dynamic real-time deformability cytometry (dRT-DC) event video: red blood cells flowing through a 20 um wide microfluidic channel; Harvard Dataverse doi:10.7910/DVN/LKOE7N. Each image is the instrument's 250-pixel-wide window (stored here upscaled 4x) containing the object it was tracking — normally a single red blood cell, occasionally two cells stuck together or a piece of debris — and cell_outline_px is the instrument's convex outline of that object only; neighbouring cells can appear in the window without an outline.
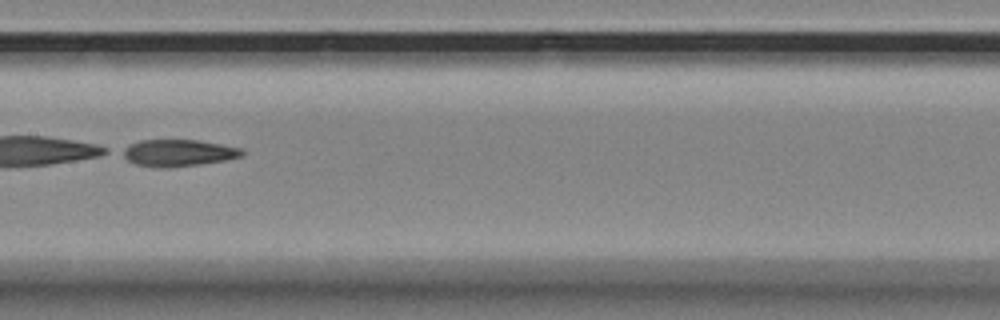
{"species": "Egyptian fruit bat (a non-hibernating species)", "species_latin": "Rousettus aegyptiacus", "temperature_condition": "room temperature", "stored_images_in_passage": 42, "camera_frame_rate_fps": 3000, "um_per_image_px": 0.085, "animal": {"sex": "female"}, "frame": {"image": 1, "passage_image": 15, "time_ms": 4.667, "image_size_px": [1000, 320], "cell_outline_px": [[244, 152], [240, 156], [224, 160], [196, 164], [164, 168], [156, 168], [136, 164], [128, 160], [116, 152], [120, 148], [128, 144], [140, 140], [200, 140], [240, 148]], "centroid_in_image_um": [15.01, 12.98], "position_along_channel_um": 192.4, "area_um2": 18.73}}